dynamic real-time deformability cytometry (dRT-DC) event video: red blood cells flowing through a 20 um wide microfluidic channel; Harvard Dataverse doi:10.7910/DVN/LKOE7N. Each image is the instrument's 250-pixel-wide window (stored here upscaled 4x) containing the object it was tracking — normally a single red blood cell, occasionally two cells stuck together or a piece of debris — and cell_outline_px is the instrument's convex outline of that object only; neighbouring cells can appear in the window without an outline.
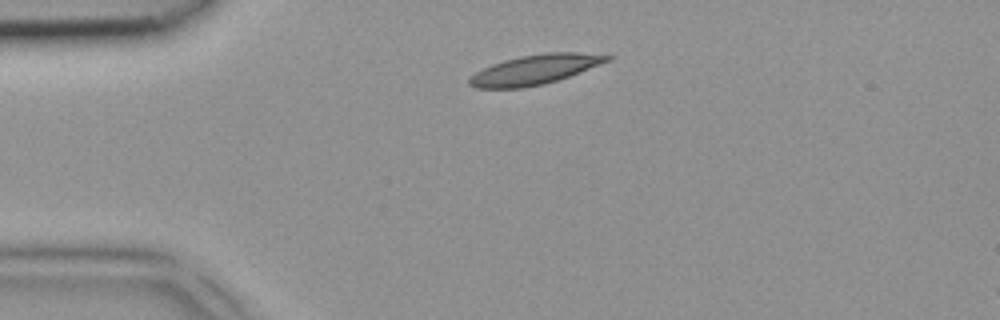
{"species": "common noctule bat (a hibernating species)", "species_latin": "Nyctalus noctula", "temperature_condition": "room temperature", "stored_images_in_passage": 2, "camera_frame_rate_fps": 3000, "um_per_image_px": 0.085, "animal": {"sex": "female", "body_mass_g": 18.4}, "frame": {"image": 1, "passage_image": 1, "time_ms": 0.0, "image_size_px": [1000, 320], "cell_outline_px": [[616, 56], [612, 60], [568, 76], [544, 84], [524, 88], [476, 88], [468, 84], [468, 80], [476, 72], [492, 64], [504, 60], [520, 56], [544, 52], [576, 52]], "centroid_in_image_um": [45.49, 5.91], "position_along_channel_um": 39.5, "area_um2": 23.76}}